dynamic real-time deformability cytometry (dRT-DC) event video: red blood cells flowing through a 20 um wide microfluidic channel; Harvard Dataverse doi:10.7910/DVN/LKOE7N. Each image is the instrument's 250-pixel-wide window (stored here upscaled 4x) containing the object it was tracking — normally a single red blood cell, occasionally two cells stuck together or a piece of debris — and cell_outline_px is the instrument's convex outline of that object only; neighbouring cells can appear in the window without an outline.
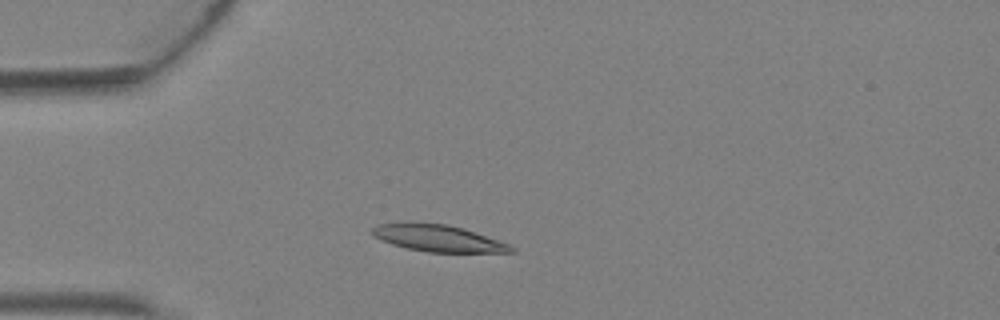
{"species": "Egyptian fruit bat (a non-hibernating species)", "species_latin": "Rousettus aegyptiacus", "temperature_condition": "warm", "stored_images_in_passage": 3, "camera_frame_rate_fps": 3000, "um_per_image_px": 0.085, "animal": {"sex": "female"}, "frame": {"image": 1, "passage_image": 2, "time_ms": 0.333, "image_size_px": [1000, 320], "cell_outline_px": [[516, 252], [428, 252], [408, 248], [392, 244], [380, 240], [372, 236], [372, 228], [376, 224], [404, 220], [412, 220], [444, 224], [464, 228], [508, 244], [516, 248]], "centroid_in_image_um": [37.13, 20.21], "position_along_channel_um": 47.9, "area_um2": 22.14}}